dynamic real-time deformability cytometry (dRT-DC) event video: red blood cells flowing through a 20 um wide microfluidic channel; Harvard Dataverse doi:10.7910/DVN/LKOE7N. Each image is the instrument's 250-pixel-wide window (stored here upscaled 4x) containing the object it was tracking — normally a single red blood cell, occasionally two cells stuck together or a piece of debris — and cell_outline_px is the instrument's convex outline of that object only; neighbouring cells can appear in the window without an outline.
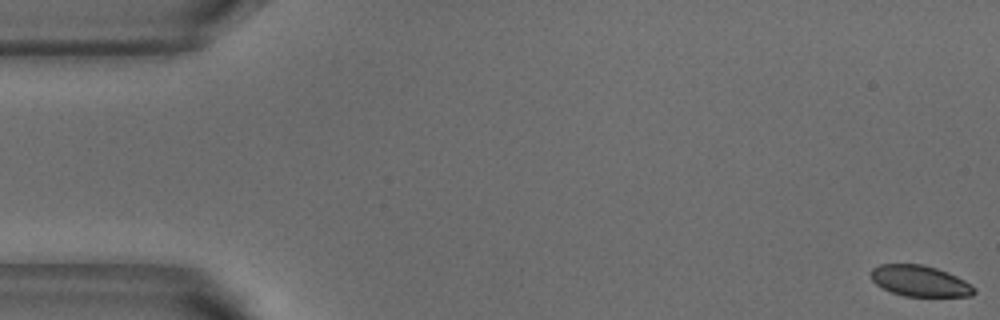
{"species": "common noctule bat (a hibernating species)", "species_latin": "Nyctalus noctula", "temperature_condition": "warm", "stored_images_in_passage": 20, "camera_frame_rate_fps": 3000, "um_per_image_px": 0.085, "animal": {"sex": "male", "body_mass_g": 18.8}, "frame": {"image": 1, "passage_image": 1, "time_ms": 0.0, "image_size_px": [1000, 320], "cell_outline_px": [[976, 292], [972, 296], [904, 296], [892, 292], [876, 284], [872, 280], [868, 272], [872, 268], [880, 264], [924, 264], [948, 272], [972, 284], [976, 288]], "centroid_in_image_um": [78.19, 23.87], "position_along_channel_um": 6.8, "area_um2": 18.79}}
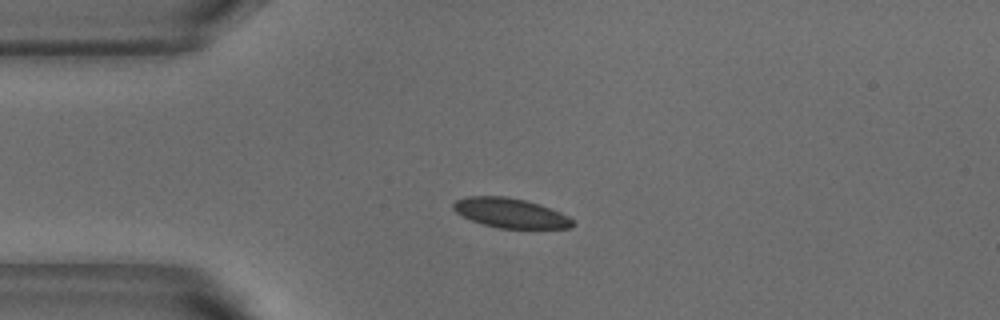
{"frame": {"image": 2, "passage_image": 13, "time_ms": 4.0, "image_size_px": [1000, 320], "cell_outline_px": [[576, 224], [572, 228], [500, 228], [484, 224], [472, 220], [456, 212], [452, 208], [452, 204], [456, 200], [468, 196], [504, 196], [524, 200], [560, 212], [568, 216]], "centroid_in_image_um": [43.38, 18.11], "position_along_channel_um": 41.6, "area_um2": 20.29}}
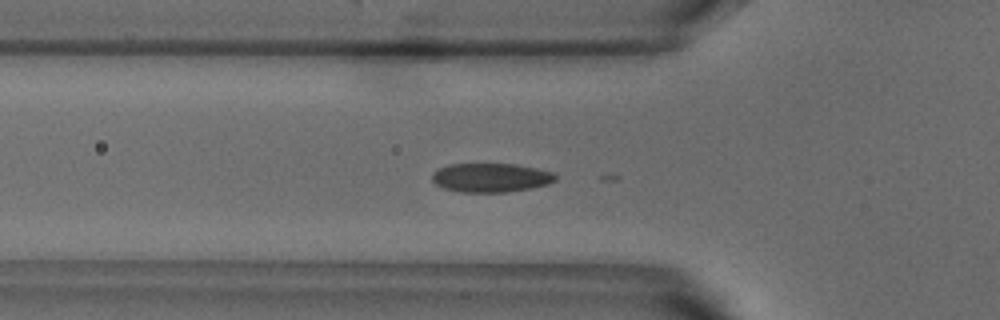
{"frame": {"image": 3, "passage_image": 18, "time_ms": 5.667, "image_size_px": [1000, 320], "cell_outline_px": [[556, 180], [548, 184], [532, 188], [508, 192], [460, 192], [444, 188], [436, 184], [432, 180], [432, 172], [436, 168], [448, 164], [516, 164], [536, 168], [552, 172], [556, 176]], "centroid_in_image_um": [41.69, 15.1], "position_along_channel_um": 84.1, "area_um2": 20.98}}